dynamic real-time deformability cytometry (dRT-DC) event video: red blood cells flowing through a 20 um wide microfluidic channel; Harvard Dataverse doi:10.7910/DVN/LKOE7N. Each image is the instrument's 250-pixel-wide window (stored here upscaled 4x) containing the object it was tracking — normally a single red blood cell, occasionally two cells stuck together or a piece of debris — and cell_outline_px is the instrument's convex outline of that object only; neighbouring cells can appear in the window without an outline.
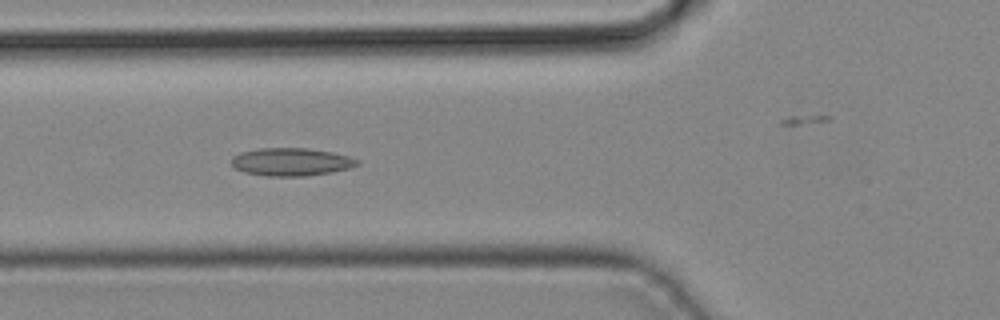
{"species": "common noctule bat (a hibernating species)", "species_latin": "Nyctalus noctula", "temperature_condition": "cold", "stored_images_in_passage": 12, "camera_frame_rate_fps": 3000, "um_per_image_px": 0.085, "animal": {"sex": "male", "body_mass_g": 19.2, "forearm_length_mm": 51.8}, "frame": {"image": 1, "passage_image": 6, "time_ms": 1.667, "image_size_px": [1000, 320], "cell_outline_px": [[360, 164], [348, 168], [332, 172], [304, 176], [264, 176], [244, 172], [236, 168], [232, 164], [232, 156], [240, 152], [260, 148], [308, 148], [332, 152], [348, 156], [360, 160]], "centroid_in_image_um": [24.75, 13.76], "position_along_channel_um": 101.0, "area_um2": 20.46}}
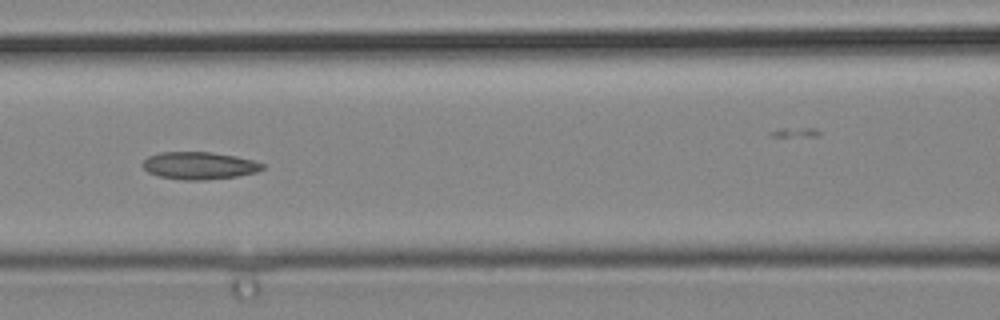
{"frame": {"image": 2, "passage_image": 9, "time_ms": 2.667, "image_size_px": [1000, 320], "cell_outline_px": [[264, 168], [256, 172], [236, 176], [204, 180], [180, 180], [160, 176], [148, 172], [140, 164], [148, 156], [160, 152], [212, 152], [236, 156], [252, 160], [264, 164]], "centroid_in_image_um": [16.91, 14.07], "position_along_channel_um": 149.7, "area_um2": 19.13}}
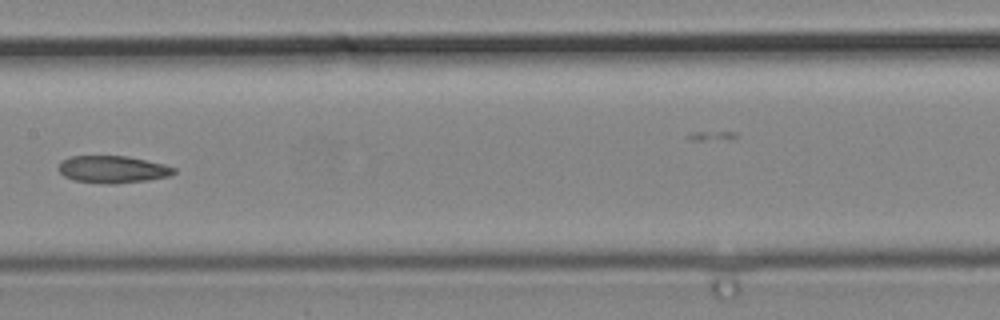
{"frame": {"image": 3, "passage_image": 12, "time_ms": 3.667, "image_size_px": [1000, 320], "cell_outline_px": [[176, 172], [168, 176], [148, 180], [112, 184], [108, 184], [72, 180], [64, 176], [60, 172], [60, 160], [68, 156], [128, 156], [164, 164], [176, 168]], "centroid_in_image_um": [9.57, 14.39], "position_along_channel_um": 197.8, "area_um2": 18.32}}